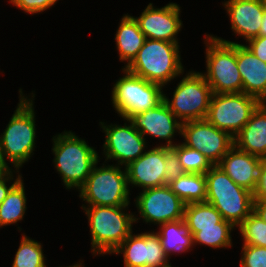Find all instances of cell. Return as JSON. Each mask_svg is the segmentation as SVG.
Instances as JSON below:
<instances>
[{
  "label": "cell",
  "instance_id": "6da1fadb",
  "mask_svg": "<svg viewBox=\"0 0 266 267\" xmlns=\"http://www.w3.org/2000/svg\"><path fill=\"white\" fill-rule=\"evenodd\" d=\"M53 142V162L64 186L80 189L99 162L97 151L71 131L56 135Z\"/></svg>",
  "mask_w": 266,
  "mask_h": 267
},
{
  "label": "cell",
  "instance_id": "7a4b0ae2",
  "mask_svg": "<svg viewBox=\"0 0 266 267\" xmlns=\"http://www.w3.org/2000/svg\"><path fill=\"white\" fill-rule=\"evenodd\" d=\"M179 44L146 38L133 61L125 66L128 72L164 87L184 72Z\"/></svg>",
  "mask_w": 266,
  "mask_h": 267
},
{
  "label": "cell",
  "instance_id": "3957f363",
  "mask_svg": "<svg viewBox=\"0 0 266 267\" xmlns=\"http://www.w3.org/2000/svg\"><path fill=\"white\" fill-rule=\"evenodd\" d=\"M124 206H88L82 205L90 226L91 252L112 254V252L133 232L132 224L140 218L133 213H124Z\"/></svg>",
  "mask_w": 266,
  "mask_h": 267
},
{
  "label": "cell",
  "instance_id": "277c9868",
  "mask_svg": "<svg viewBox=\"0 0 266 267\" xmlns=\"http://www.w3.org/2000/svg\"><path fill=\"white\" fill-rule=\"evenodd\" d=\"M207 197L225 221L238 227L253 212V193L238 186L219 166L206 173Z\"/></svg>",
  "mask_w": 266,
  "mask_h": 267
},
{
  "label": "cell",
  "instance_id": "5b68a950",
  "mask_svg": "<svg viewBox=\"0 0 266 267\" xmlns=\"http://www.w3.org/2000/svg\"><path fill=\"white\" fill-rule=\"evenodd\" d=\"M19 93L20 102L0 135V149L4 159L9 160L15 170H19L32 156L36 137L33 100L25 98L21 88Z\"/></svg>",
  "mask_w": 266,
  "mask_h": 267
},
{
  "label": "cell",
  "instance_id": "8992f818",
  "mask_svg": "<svg viewBox=\"0 0 266 267\" xmlns=\"http://www.w3.org/2000/svg\"><path fill=\"white\" fill-rule=\"evenodd\" d=\"M95 164L85 184L78 190L79 197L87 206H124L129 205L130 189L128 176L118 165H104L96 167Z\"/></svg>",
  "mask_w": 266,
  "mask_h": 267
},
{
  "label": "cell",
  "instance_id": "52a82bcc",
  "mask_svg": "<svg viewBox=\"0 0 266 267\" xmlns=\"http://www.w3.org/2000/svg\"><path fill=\"white\" fill-rule=\"evenodd\" d=\"M206 73H202L212 93L242 92V79L238 70L236 44L226 43L213 35H205Z\"/></svg>",
  "mask_w": 266,
  "mask_h": 267
},
{
  "label": "cell",
  "instance_id": "ba28073f",
  "mask_svg": "<svg viewBox=\"0 0 266 267\" xmlns=\"http://www.w3.org/2000/svg\"><path fill=\"white\" fill-rule=\"evenodd\" d=\"M125 75L112 90V104L124 119L155 108L163 101V87L136 76L123 68Z\"/></svg>",
  "mask_w": 266,
  "mask_h": 267
},
{
  "label": "cell",
  "instance_id": "9c48e42d",
  "mask_svg": "<svg viewBox=\"0 0 266 267\" xmlns=\"http://www.w3.org/2000/svg\"><path fill=\"white\" fill-rule=\"evenodd\" d=\"M212 90L202 72H188L178 83L170 101L165 94L163 100L181 123L204 120L208 114Z\"/></svg>",
  "mask_w": 266,
  "mask_h": 267
},
{
  "label": "cell",
  "instance_id": "30bf717a",
  "mask_svg": "<svg viewBox=\"0 0 266 267\" xmlns=\"http://www.w3.org/2000/svg\"><path fill=\"white\" fill-rule=\"evenodd\" d=\"M261 103L243 92L213 93L206 120L234 138Z\"/></svg>",
  "mask_w": 266,
  "mask_h": 267
},
{
  "label": "cell",
  "instance_id": "8fae6325",
  "mask_svg": "<svg viewBox=\"0 0 266 267\" xmlns=\"http://www.w3.org/2000/svg\"><path fill=\"white\" fill-rule=\"evenodd\" d=\"M183 144L200 151L213 165L234 146V138L226 131L210 124L206 119L182 123Z\"/></svg>",
  "mask_w": 266,
  "mask_h": 267
},
{
  "label": "cell",
  "instance_id": "7c38bea8",
  "mask_svg": "<svg viewBox=\"0 0 266 267\" xmlns=\"http://www.w3.org/2000/svg\"><path fill=\"white\" fill-rule=\"evenodd\" d=\"M135 201L138 212L146 223L161 225L183 219L186 204L168 185L144 189Z\"/></svg>",
  "mask_w": 266,
  "mask_h": 267
},
{
  "label": "cell",
  "instance_id": "4fadbf2b",
  "mask_svg": "<svg viewBox=\"0 0 266 267\" xmlns=\"http://www.w3.org/2000/svg\"><path fill=\"white\" fill-rule=\"evenodd\" d=\"M130 124L121 125H105L100 122V127L105 132L106 138L103 144V152L107 160H116L117 165L127 167L131 162L138 159L146 151V138L134 128L129 119Z\"/></svg>",
  "mask_w": 266,
  "mask_h": 267
},
{
  "label": "cell",
  "instance_id": "5bb4252c",
  "mask_svg": "<svg viewBox=\"0 0 266 267\" xmlns=\"http://www.w3.org/2000/svg\"><path fill=\"white\" fill-rule=\"evenodd\" d=\"M112 253L123 254L125 267H169L168 255L156 232L131 233Z\"/></svg>",
  "mask_w": 266,
  "mask_h": 267
},
{
  "label": "cell",
  "instance_id": "9a60e30c",
  "mask_svg": "<svg viewBox=\"0 0 266 267\" xmlns=\"http://www.w3.org/2000/svg\"><path fill=\"white\" fill-rule=\"evenodd\" d=\"M134 19L146 38L179 44L176 37L183 24L178 4L169 3L164 7L154 8L149 3L141 15Z\"/></svg>",
  "mask_w": 266,
  "mask_h": 267
},
{
  "label": "cell",
  "instance_id": "2e32d148",
  "mask_svg": "<svg viewBox=\"0 0 266 267\" xmlns=\"http://www.w3.org/2000/svg\"><path fill=\"white\" fill-rule=\"evenodd\" d=\"M129 120L134 128L145 136L151 135L166 140V147H173L171 141L176 132L181 133L182 123L170 111L164 100L155 108L133 115Z\"/></svg>",
  "mask_w": 266,
  "mask_h": 267
},
{
  "label": "cell",
  "instance_id": "e0dca14e",
  "mask_svg": "<svg viewBox=\"0 0 266 267\" xmlns=\"http://www.w3.org/2000/svg\"><path fill=\"white\" fill-rule=\"evenodd\" d=\"M165 145L145 151L126 168L128 184L143 190L165 185Z\"/></svg>",
  "mask_w": 266,
  "mask_h": 267
},
{
  "label": "cell",
  "instance_id": "ac0fdd59",
  "mask_svg": "<svg viewBox=\"0 0 266 267\" xmlns=\"http://www.w3.org/2000/svg\"><path fill=\"white\" fill-rule=\"evenodd\" d=\"M216 39L236 44L238 70L242 79V92L266 102V63L257 58L251 50L238 42H231L220 37Z\"/></svg>",
  "mask_w": 266,
  "mask_h": 267
},
{
  "label": "cell",
  "instance_id": "d6986e66",
  "mask_svg": "<svg viewBox=\"0 0 266 267\" xmlns=\"http://www.w3.org/2000/svg\"><path fill=\"white\" fill-rule=\"evenodd\" d=\"M230 21L231 29L246 42L259 36L264 10L259 0H228L223 3Z\"/></svg>",
  "mask_w": 266,
  "mask_h": 267
},
{
  "label": "cell",
  "instance_id": "ffe728a7",
  "mask_svg": "<svg viewBox=\"0 0 266 267\" xmlns=\"http://www.w3.org/2000/svg\"><path fill=\"white\" fill-rule=\"evenodd\" d=\"M262 158L233 146L217 164L238 186L254 192Z\"/></svg>",
  "mask_w": 266,
  "mask_h": 267
},
{
  "label": "cell",
  "instance_id": "44dd1931",
  "mask_svg": "<svg viewBox=\"0 0 266 267\" xmlns=\"http://www.w3.org/2000/svg\"><path fill=\"white\" fill-rule=\"evenodd\" d=\"M234 146L243 152L266 158V102H262L249 121L234 137Z\"/></svg>",
  "mask_w": 266,
  "mask_h": 267
},
{
  "label": "cell",
  "instance_id": "7402d4cb",
  "mask_svg": "<svg viewBox=\"0 0 266 267\" xmlns=\"http://www.w3.org/2000/svg\"><path fill=\"white\" fill-rule=\"evenodd\" d=\"M119 59L128 66L142 48L146 37L139 29L134 16L124 15L115 34Z\"/></svg>",
  "mask_w": 266,
  "mask_h": 267
},
{
  "label": "cell",
  "instance_id": "603a6c76",
  "mask_svg": "<svg viewBox=\"0 0 266 267\" xmlns=\"http://www.w3.org/2000/svg\"><path fill=\"white\" fill-rule=\"evenodd\" d=\"M159 226L157 234L168 258L173 252H188L195 245L190 228L183 219L169 221Z\"/></svg>",
  "mask_w": 266,
  "mask_h": 267
},
{
  "label": "cell",
  "instance_id": "cb8c5ba5",
  "mask_svg": "<svg viewBox=\"0 0 266 267\" xmlns=\"http://www.w3.org/2000/svg\"><path fill=\"white\" fill-rule=\"evenodd\" d=\"M168 186L185 204L205 202L207 197L205 174L185 172Z\"/></svg>",
  "mask_w": 266,
  "mask_h": 267
},
{
  "label": "cell",
  "instance_id": "d4e9b609",
  "mask_svg": "<svg viewBox=\"0 0 266 267\" xmlns=\"http://www.w3.org/2000/svg\"><path fill=\"white\" fill-rule=\"evenodd\" d=\"M183 220L194 235L199 228L218 227L223 217L212 204L199 202L185 205Z\"/></svg>",
  "mask_w": 266,
  "mask_h": 267
},
{
  "label": "cell",
  "instance_id": "484cf974",
  "mask_svg": "<svg viewBox=\"0 0 266 267\" xmlns=\"http://www.w3.org/2000/svg\"><path fill=\"white\" fill-rule=\"evenodd\" d=\"M26 201L24 183L21 178L0 203V227L23 220L27 208Z\"/></svg>",
  "mask_w": 266,
  "mask_h": 267
},
{
  "label": "cell",
  "instance_id": "4316f807",
  "mask_svg": "<svg viewBox=\"0 0 266 267\" xmlns=\"http://www.w3.org/2000/svg\"><path fill=\"white\" fill-rule=\"evenodd\" d=\"M233 229L234 226L223 219L218 227L199 228L193 235V240L195 244L208 245L214 249L231 247L230 233Z\"/></svg>",
  "mask_w": 266,
  "mask_h": 267
},
{
  "label": "cell",
  "instance_id": "83f0119b",
  "mask_svg": "<svg viewBox=\"0 0 266 267\" xmlns=\"http://www.w3.org/2000/svg\"><path fill=\"white\" fill-rule=\"evenodd\" d=\"M41 243L23 235L12 267H47Z\"/></svg>",
  "mask_w": 266,
  "mask_h": 267
},
{
  "label": "cell",
  "instance_id": "f1b7e54d",
  "mask_svg": "<svg viewBox=\"0 0 266 267\" xmlns=\"http://www.w3.org/2000/svg\"><path fill=\"white\" fill-rule=\"evenodd\" d=\"M171 148L177 153L179 162L187 173L205 174L213 166L210 160L197 149L183 143L175 144Z\"/></svg>",
  "mask_w": 266,
  "mask_h": 267
},
{
  "label": "cell",
  "instance_id": "f546056e",
  "mask_svg": "<svg viewBox=\"0 0 266 267\" xmlns=\"http://www.w3.org/2000/svg\"><path fill=\"white\" fill-rule=\"evenodd\" d=\"M243 245L266 247V223L252 212L239 226Z\"/></svg>",
  "mask_w": 266,
  "mask_h": 267
},
{
  "label": "cell",
  "instance_id": "4dcf8cb0",
  "mask_svg": "<svg viewBox=\"0 0 266 267\" xmlns=\"http://www.w3.org/2000/svg\"><path fill=\"white\" fill-rule=\"evenodd\" d=\"M241 267H266V247L243 245Z\"/></svg>",
  "mask_w": 266,
  "mask_h": 267
},
{
  "label": "cell",
  "instance_id": "1f68e13d",
  "mask_svg": "<svg viewBox=\"0 0 266 267\" xmlns=\"http://www.w3.org/2000/svg\"><path fill=\"white\" fill-rule=\"evenodd\" d=\"M165 185L181 177L185 171L179 162L177 153L171 148L165 146Z\"/></svg>",
  "mask_w": 266,
  "mask_h": 267
},
{
  "label": "cell",
  "instance_id": "d6a6232c",
  "mask_svg": "<svg viewBox=\"0 0 266 267\" xmlns=\"http://www.w3.org/2000/svg\"><path fill=\"white\" fill-rule=\"evenodd\" d=\"M57 1L58 0H9L16 8L18 7L29 14L44 12L55 5Z\"/></svg>",
  "mask_w": 266,
  "mask_h": 267
},
{
  "label": "cell",
  "instance_id": "836d02e7",
  "mask_svg": "<svg viewBox=\"0 0 266 267\" xmlns=\"http://www.w3.org/2000/svg\"><path fill=\"white\" fill-rule=\"evenodd\" d=\"M253 200H266V158H263L260 164Z\"/></svg>",
  "mask_w": 266,
  "mask_h": 267
},
{
  "label": "cell",
  "instance_id": "e575fe53",
  "mask_svg": "<svg viewBox=\"0 0 266 267\" xmlns=\"http://www.w3.org/2000/svg\"><path fill=\"white\" fill-rule=\"evenodd\" d=\"M245 45L260 60L266 63V36H258L248 40Z\"/></svg>",
  "mask_w": 266,
  "mask_h": 267
},
{
  "label": "cell",
  "instance_id": "d590c367",
  "mask_svg": "<svg viewBox=\"0 0 266 267\" xmlns=\"http://www.w3.org/2000/svg\"><path fill=\"white\" fill-rule=\"evenodd\" d=\"M13 177L14 176L12 171L9 174L0 176V203L7 197V194L9 193L11 188L22 178L20 174L17 175L15 181L10 186H8L6 182L14 180Z\"/></svg>",
  "mask_w": 266,
  "mask_h": 267
},
{
  "label": "cell",
  "instance_id": "8d00e7d4",
  "mask_svg": "<svg viewBox=\"0 0 266 267\" xmlns=\"http://www.w3.org/2000/svg\"><path fill=\"white\" fill-rule=\"evenodd\" d=\"M253 212L266 223V200H253Z\"/></svg>",
  "mask_w": 266,
  "mask_h": 267
},
{
  "label": "cell",
  "instance_id": "74e56055",
  "mask_svg": "<svg viewBox=\"0 0 266 267\" xmlns=\"http://www.w3.org/2000/svg\"><path fill=\"white\" fill-rule=\"evenodd\" d=\"M10 168L11 167L8 166V163L4 159L3 153L0 149V176L9 174L12 171Z\"/></svg>",
  "mask_w": 266,
  "mask_h": 267
},
{
  "label": "cell",
  "instance_id": "f35d334b",
  "mask_svg": "<svg viewBox=\"0 0 266 267\" xmlns=\"http://www.w3.org/2000/svg\"><path fill=\"white\" fill-rule=\"evenodd\" d=\"M259 36H266V9L264 10Z\"/></svg>",
  "mask_w": 266,
  "mask_h": 267
},
{
  "label": "cell",
  "instance_id": "ab89813d",
  "mask_svg": "<svg viewBox=\"0 0 266 267\" xmlns=\"http://www.w3.org/2000/svg\"><path fill=\"white\" fill-rule=\"evenodd\" d=\"M83 265L81 264V262L80 263H78V264H74V265H72V266H67V267H82Z\"/></svg>",
  "mask_w": 266,
  "mask_h": 267
},
{
  "label": "cell",
  "instance_id": "60d3db41",
  "mask_svg": "<svg viewBox=\"0 0 266 267\" xmlns=\"http://www.w3.org/2000/svg\"><path fill=\"white\" fill-rule=\"evenodd\" d=\"M261 4L266 8V0H259Z\"/></svg>",
  "mask_w": 266,
  "mask_h": 267
}]
</instances>
